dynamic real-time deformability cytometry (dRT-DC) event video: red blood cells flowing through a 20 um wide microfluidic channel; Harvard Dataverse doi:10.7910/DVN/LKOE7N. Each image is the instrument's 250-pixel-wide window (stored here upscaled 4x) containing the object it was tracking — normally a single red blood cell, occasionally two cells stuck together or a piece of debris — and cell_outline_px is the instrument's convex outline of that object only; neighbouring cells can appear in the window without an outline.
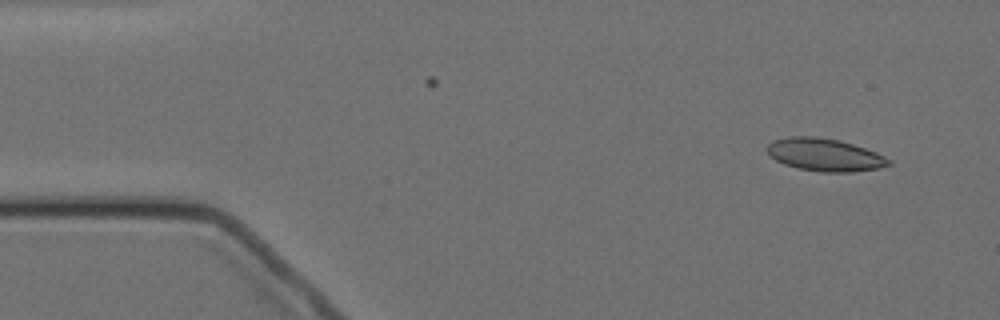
{"species": "Egyptian fruit bat (a non-hibernating species)", "species_latin": "Rousettus aegyptiacus", "temperature_condition": "cold", "stored_images_in_passage": 2, "camera_frame_rate_fps": 3000, "um_per_image_px": 0.085, "animal": {"sex": "female"}, "frame": {"image": 1, "passage_image": 2, "time_ms": 1.333, "image_size_px": [1000, 320], "cell_outline_px": [[892, 164], [880, 168], [852, 172], [820, 172], [800, 168], [784, 164], [776, 160], [764, 148], [772, 140], [788, 136], [816, 136], [840, 140], [876, 152], [892, 160]], "centroid_in_image_um": [70.1, 13.15], "position_along_channel_um": 14.9, "area_um2": 23.29}}